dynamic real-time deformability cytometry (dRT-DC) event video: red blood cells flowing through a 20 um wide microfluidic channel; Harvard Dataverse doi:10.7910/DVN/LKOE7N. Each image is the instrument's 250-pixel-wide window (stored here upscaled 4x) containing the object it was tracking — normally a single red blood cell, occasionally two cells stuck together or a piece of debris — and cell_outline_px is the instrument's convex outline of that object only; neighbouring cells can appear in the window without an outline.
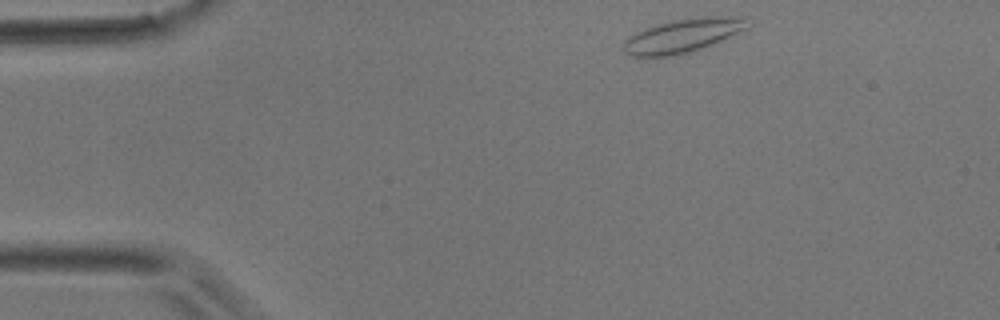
{"species": "common noctule bat (a hibernating species)", "species_latin": "Nyctalus noctula", "temperature_condition": "room temperature", "stored_images_in_passage": 4, "camera_frame_rate_fps": 3000, "um_per_image_px": 0.085, "animal": {"sex": "male", "body_mass_g": 17.9}, "frame": {"image": 1, "passage_image": 1, "time_ms": 0.0, "image_size_px": [1000, 320], "cell_outline_px": [[748, 28], [704, 48], [672, 56], [632, 56], [624, 52], [624, 40], [628, 36], [644, 28], [672, 20], [704, 16], [748, 16]], "centroid_in_image_um": [58.07, 3.01], "position_along_channel_um": 26.9, "area_um2": 24.51}}
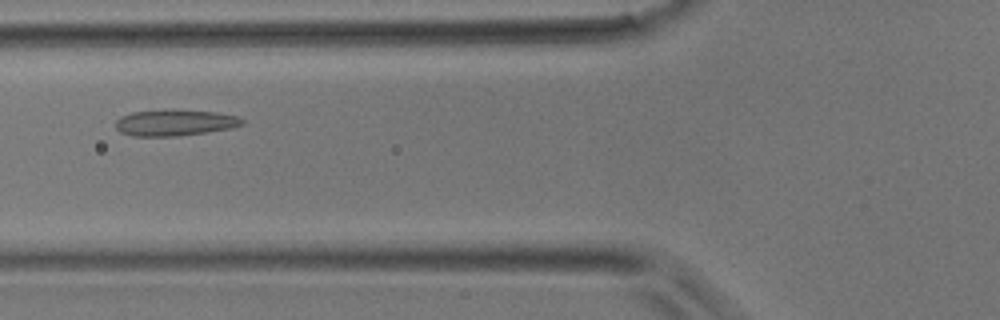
{"frame": {"image": 2, "passage_image": 4, "time_ms": 1.0, "image_size_px": [1000, 320], "cell_outline_px": [[244, 124], [232, 128], [176, 136], [132, 136], [120, 132], [116, 128], [116, 120], [120, 116], [132, 112], [164, 108], [216, 112], [236, 116], [244, 120]], "centroid_in_image_um": [14.82, 10.4], "position_along_channel_um": 111.0, "area_um2": 19.59}}